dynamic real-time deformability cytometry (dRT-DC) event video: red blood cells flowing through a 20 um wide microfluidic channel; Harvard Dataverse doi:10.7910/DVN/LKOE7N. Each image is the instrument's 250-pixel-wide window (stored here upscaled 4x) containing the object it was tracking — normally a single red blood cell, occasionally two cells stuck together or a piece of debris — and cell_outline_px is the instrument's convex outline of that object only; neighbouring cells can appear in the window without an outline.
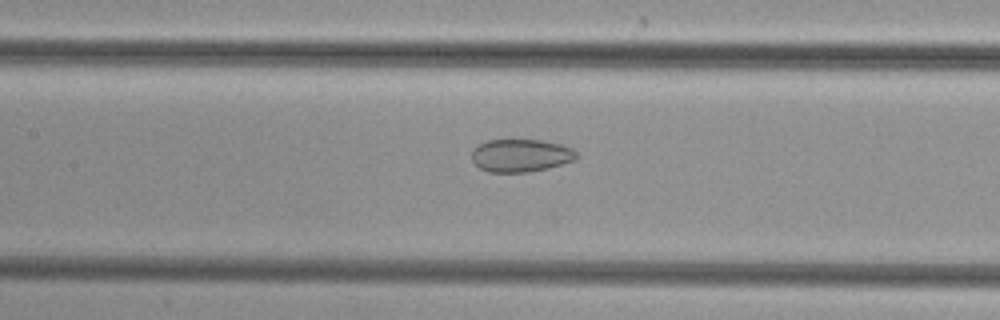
{"species": "common noctule bat (a hibernating species)", "species_latin": "Nyctalus noctula", "temperature_condition": "cold", "stored_images_in_passage": 40, "camera_frame_rate_fps": 3000, "um_per_image_px": 0.085, "animal": {"sex": "female", "body_mass_g": 29.2, "forearm_length_mm": 56.3}, "frame": {"image": 1, "passage_image": 14, "time_ms": 4.333, "image_size_px": [1000, 320], "cell_outline_px": [[576, 160], [548, 168], [528, 172], [488, 172], [480, 168], [472, 160], [472, 152], [480, 144], [488, 140], [544, 140], [560, 144], [572, 148], [576, 152]], "centroid_in_image_um": [44.29, 13.22], "position_along_channel_um": 163.1, "area_um2": 19.94}}
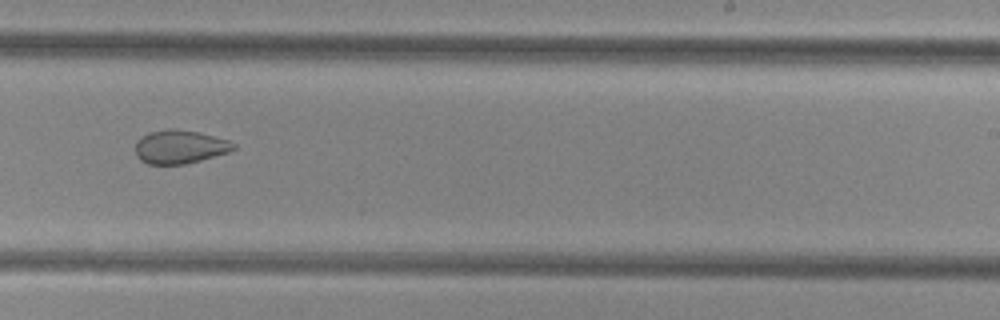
{"frame": {"image": 2, "passage_image": 22, "time_ms": 7.0, "image_size_px": [1000, 320], "cell_outline_px": [[236, 148], [228, 152], [200, 160], [184, 164], [148, 164], [140, 160], [136, 156], [136, 140], [148, 132], [168, 128], [172, 128], [200, 132], [228, 140], [236, 144]], "centroid_in_image_um": [15.27, 12.47], "position_along_channel_um": 273.7, "area_um2": 19.25}}
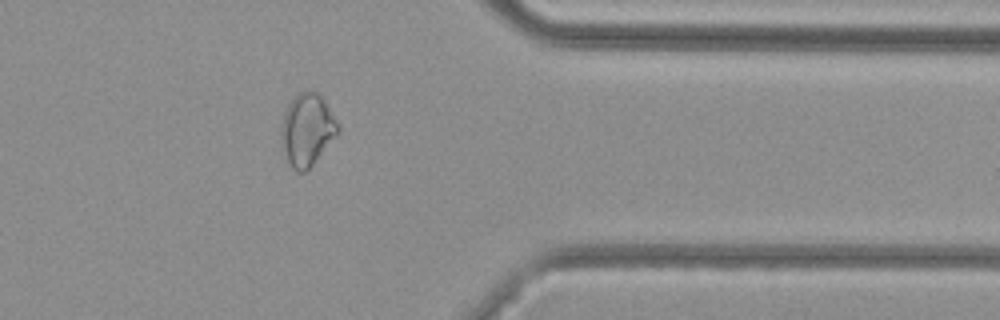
{"frame": {"image": 3, "passage_image": 31, "time_ms": 10.0, "image_size_px": [1000, 320], "cell_outline_px": [[340, 132], [312, 164], [304, 172], [296, 172], [288, 164], [284, 156], [280, 136], [280, 128], [284, 112], [288, 104], [300, 92], [308, 88], [312, 88], [324, 100], [340, 128]], "centroid_in_image_um": [26.07, 11.02], "position_along_channel_um": 385.3, "area_um2": 23.99}}